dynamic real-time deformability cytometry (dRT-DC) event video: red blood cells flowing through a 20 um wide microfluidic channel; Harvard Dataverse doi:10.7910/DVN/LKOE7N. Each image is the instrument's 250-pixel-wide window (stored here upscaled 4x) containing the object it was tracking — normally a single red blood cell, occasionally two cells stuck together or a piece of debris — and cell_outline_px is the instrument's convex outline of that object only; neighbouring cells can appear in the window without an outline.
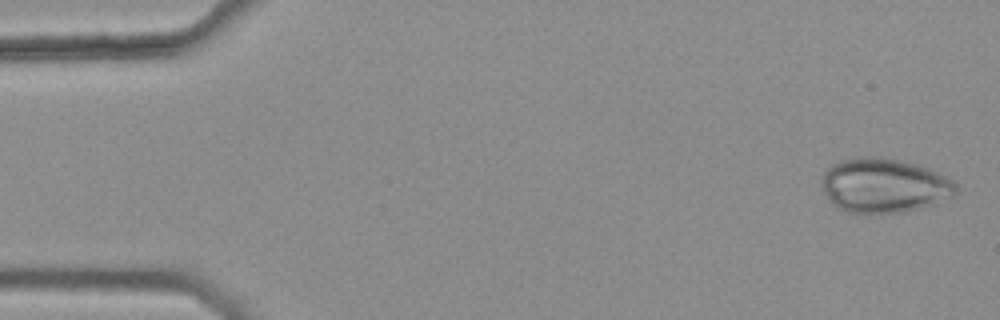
{"species": "common noctule bat (a hibernating species)", "species_latin": "Nyctalus noctula", "temperature_condition": "warm", "stored_images_in_passage": 5, "camera_frame_rate_fps": 3000, "um_per_image_px": 0.085, "animal": {"sex": "female", "body_mass_g": 25.1}, "frame": {"image": 1, "passage_image": 1, "time_ms": 0.0, "image_size_px": [1000, 320], "cell_outline_px": [[956, 196], [920, 208], [900, 212], [848, 212], [836, 208], [832, 204], [824, 192], [824, 172], [832, 164], [840, 160], [860, 156], [880, 156], [928, 168], [948, 176], [956, 184]], "centroid_in_image_um": [75.16, 15.76], "position_along_channel_um": 9.8, "area_um2": 42.25}}